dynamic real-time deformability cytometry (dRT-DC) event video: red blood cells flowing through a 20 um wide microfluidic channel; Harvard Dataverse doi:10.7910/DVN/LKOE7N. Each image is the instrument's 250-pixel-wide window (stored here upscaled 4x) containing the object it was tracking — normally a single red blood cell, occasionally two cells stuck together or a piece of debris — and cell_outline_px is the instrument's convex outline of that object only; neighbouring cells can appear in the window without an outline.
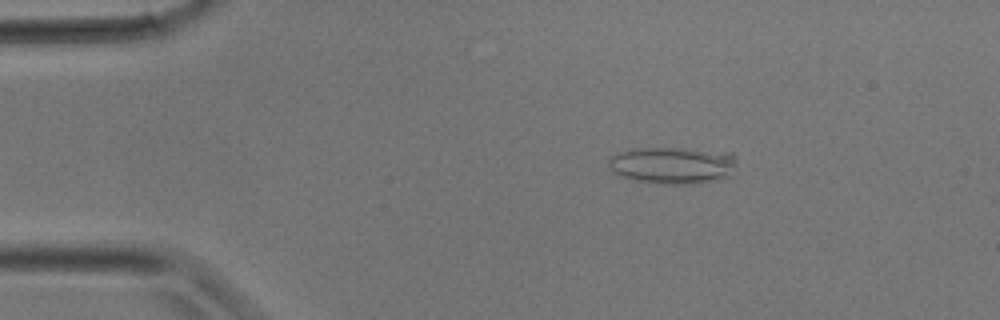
{"species": "common noctule bat (a hibernating species)", "species_latin": "Nyctalus noctula", "temperature_condition": "room temperature", "stored_images_in_passage": 6, "camera_frame_rate_fps": 3000, "um_per_image_px": 0.085, "animal": {"sex": "male", "body_mass_g": 17.9}, "frame": {"image": 1, "passage_image": 3, "time_ms": 0.667, "image_size_px": [1000, 320], "cell_outline_px": [[736, 164], [732, 176], [716, 180], [696, 184], [664, 184], [632, 180], [620, 176], [612, 172], [608, 164], [608, 160], [616, 152], [632, 148], [684, 148], [732, 152], [736, 156]], "centroid_in_image_um": [57.19, 14.04], "position_along_channel_um": 27.8, "area_um2": 28.32}}